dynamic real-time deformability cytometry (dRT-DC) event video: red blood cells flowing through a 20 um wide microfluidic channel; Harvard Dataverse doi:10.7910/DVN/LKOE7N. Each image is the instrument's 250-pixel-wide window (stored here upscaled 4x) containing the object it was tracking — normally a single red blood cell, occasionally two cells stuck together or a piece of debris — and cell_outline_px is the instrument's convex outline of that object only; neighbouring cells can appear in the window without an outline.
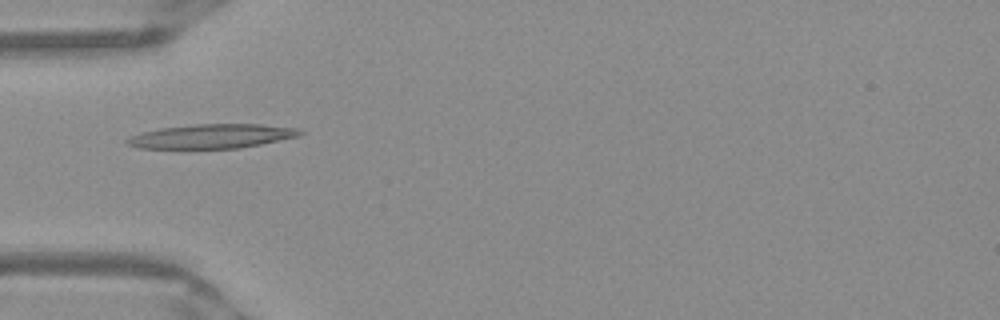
{"species": "Egyptian fruit bat (a non-hibernating species)", "species_latin": "Rousettus aegyptiacus", "temperature_condition": "warm", "stored_images_in_passage": 36, "camera_frame_rate_fps": 3000, "um_per_image_px": 0.085, "frame": {"image": 1, "passage_image": 1, "time_ms": 0.0, "image_size_px": [1000, 320], "cell_outline_px": [[304, 132], [300, 136], [240, 148], [140, 148], [128, 144], [124, 140], [132, 136], [144, 132], [160, 128], [196, 124], [260, 124], [300, 128]], "centroid_in_image_um": [18.07, 11.57], "position_along_channel_um": 66.9, "area_um2": 24.22}}
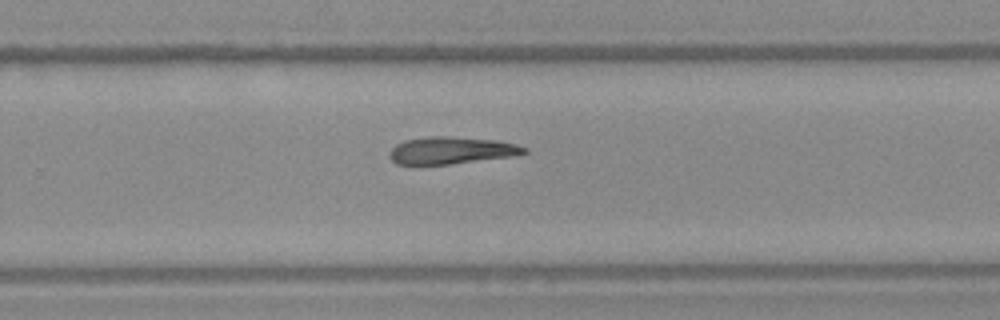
{"frame": {"image": 2, "passage_image": 18, "time_ms": 5.667, "image_size_px": [1000, 320], "cell_outline_px": [[528, 152], [512, 156], [448, 164], [396, 164], [388, 156], [392, 148], [396, 144], [404, 140], [432, 136], [448, 136], [496, 140], [516, 144], [528, 148]], "centroid_in_image_um": [38.36, 12.78], "position_along_channel_um": 291.4, "area_um2": 21.15}}
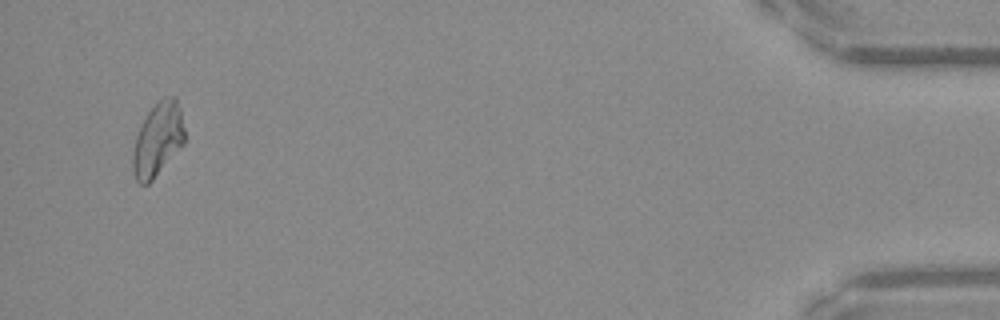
{"frame": {"image": 3, "passage_image": 34, "time_ms": 11.0, "image_size_px": [1000, 320], "cell_outline_px": [[184, 144], [152, 180], [148, 184], [140, 184], [136, 180], [132, 172], [132, 156], [136, 136], [148, 112], [164, 96], [176, 96], [180, 108], [184, 128]], "centroid_in_image_um": [13.41, 11.87], "position_along_channel_um": 421.8, "area_um2": 22.02}}